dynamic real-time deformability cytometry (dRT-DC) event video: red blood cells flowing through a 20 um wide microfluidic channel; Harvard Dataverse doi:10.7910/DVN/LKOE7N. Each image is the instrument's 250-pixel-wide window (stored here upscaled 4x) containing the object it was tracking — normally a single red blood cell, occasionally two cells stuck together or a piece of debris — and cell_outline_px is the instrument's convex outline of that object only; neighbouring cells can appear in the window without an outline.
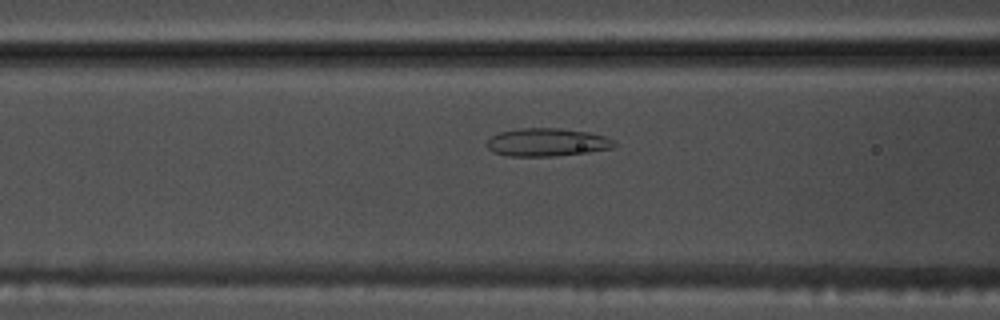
{"species": "common noctule bat (a hibernating species)", "species_latin": "Nyctalus noctula", "temperature_condition": "warm", "stored_images_in_passage": 39, "camera_frame_rate_fps": 3000, "um_per_image_px": 0.085, "animal": {"sex": "male", "body_mass_g": 17.5, "forearm_length_mm": 52.3}, "frame": {"image": 1, "passage_image": 7, "time_ms": 2.0, "image_size_px": [1000, 320], "cell_outline_px": [[616, 148], [588, 152], [556, 156], [508, 156], [492, 152], [488, 148], [488, 140], [492, 136], [500, 132], [516, 128], [560, 128], [588, 132], [604, 136], [612, 140], [616, 144]], "centroid_in_image_um": [46.5, 12.09], "position_along_channel_um": 120.1, "area_um2": 20.87}}
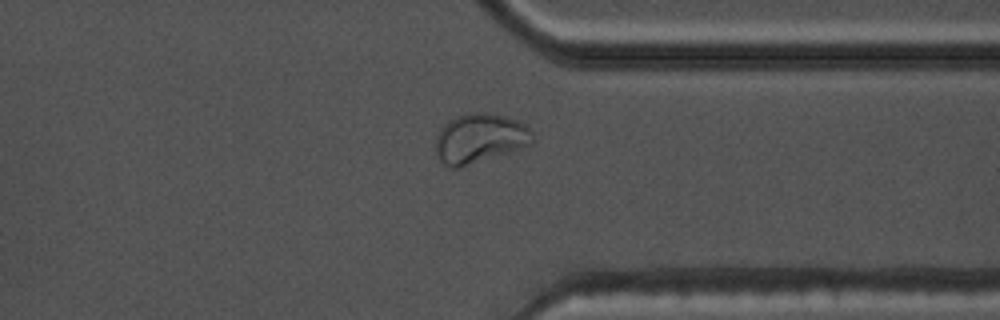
{"frame": {"image": 2, "passage_image": 27, "time_ms": 8.667, "image_size_px": [1000, 320], "cell_outline_px": [[532, 144], [508, 152], [456, 168], [452, 168], [444, 164], [440, 160], [436, 152], [436, 136], [440, 128], [444, 124], [456, 116], [464, 112], [492, 112], [508, 116], [532, 128]], "centroid_in_image_um": [40.78, 11.71], "position_along_channel_um": 370.6, "area_um2": 27.98}}
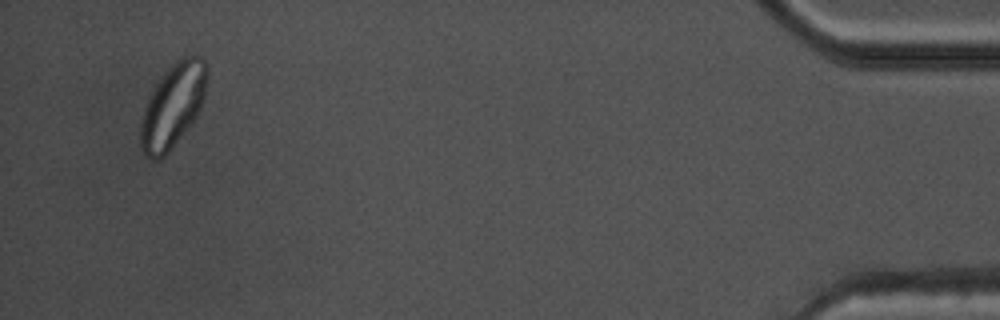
{"frame": {"image": 3, "passage_image": 37, "time_ms": 12.0, "image_size_px": [1000, 320], "cell_outline_px": [[208, 76], [204, 96], [200, 108], [196, 116], [168, 152], [164, 156], [156, 160], [152, 160], [144, 156], [140, 148], [140, 124], [144, 108], [152, 88], [160, 76], [180, 56], [188, 52], [200, 56], [208, 64]], "centroid_in_image_um": [14.69, 8.92], "position_along_channel_um": 420.5, "area_um2": 32.95}, "authors_computed_cell_mechanics": {"area_um2": 21.7906, "velocity_mm_per_s": 3.7823, "shape_relaxation_time_tau1_ms": null, "shape_relaxation_time_tau2_ms": 0.7454, "deformation_change_tau1": null, "deformation_change_tau2": 0.0571}}